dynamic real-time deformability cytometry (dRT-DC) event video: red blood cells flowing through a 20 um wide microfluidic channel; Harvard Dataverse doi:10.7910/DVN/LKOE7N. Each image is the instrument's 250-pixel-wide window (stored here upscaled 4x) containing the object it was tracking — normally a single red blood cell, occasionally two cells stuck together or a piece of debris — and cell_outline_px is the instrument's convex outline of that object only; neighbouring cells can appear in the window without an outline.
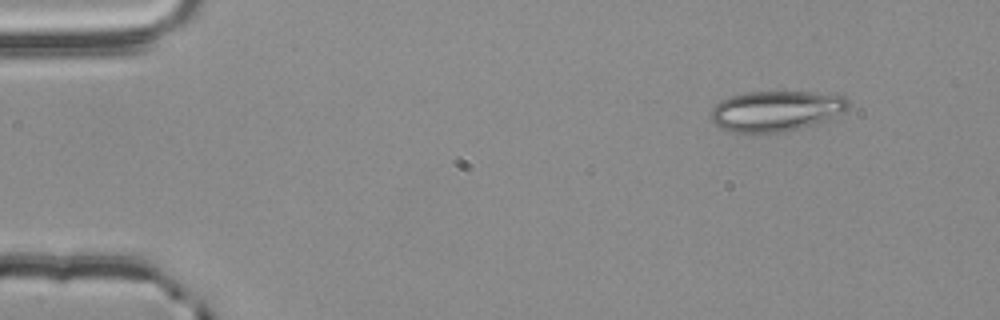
{"species": "common noctule bat (a hibernating species)", "species_latin": "Nyctalus noctula", "temperature_condition": "room temperature", "stored_images_in_passage": 2, "camera_frame_rate_fps": 3000, "um_per_image_px": 0.085, "animal": {"sex": "male", "body_mass_g": 20.4}, "frame": {"image": 1, "passage_image": 1, "time_ms": 0.0, "image_size_px": [1000, 320], "cell_outline_px": [[848, 108], [844, 112], [824, 120], [812, 124], [780, 132], [732, 132], [720, 128], [712, 120], [708, 112], [720, 100], [732, 96], [748, 92], [812, 92], [844, 96], [848, 100]], "centroid_in_image_um": [65.91, 9.42], "position_along_channel_um": 19.1, "area_um2": 32.02}}